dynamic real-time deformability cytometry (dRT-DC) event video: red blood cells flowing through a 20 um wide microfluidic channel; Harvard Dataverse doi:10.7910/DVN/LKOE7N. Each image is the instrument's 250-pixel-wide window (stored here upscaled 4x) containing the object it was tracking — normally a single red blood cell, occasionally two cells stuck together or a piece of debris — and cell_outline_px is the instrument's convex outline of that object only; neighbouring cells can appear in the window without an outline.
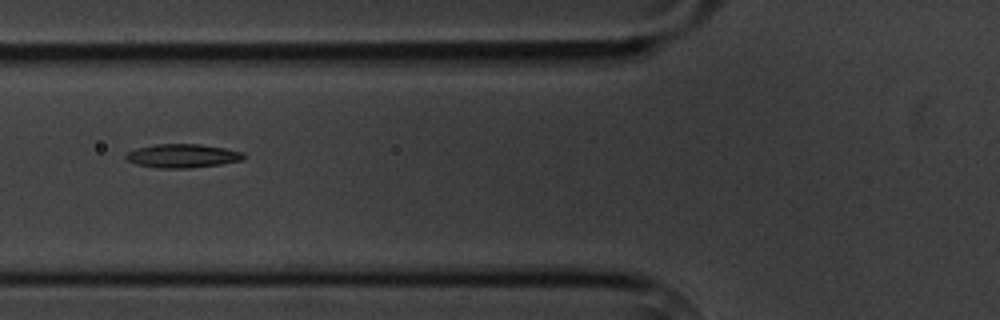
{"species": "common noctule bat (a hibernating species)", "species_latin": "Nyctalus noctula", "temperature_condition": "cold", "stored_images_in_passage": 11, "camera_frame_rate_fps": 3000, "um_per_image_px": 0.085, "animal": {"sex": "male", "body_mass_g": 20.1, "forearm_length_mm": 53.5}, "frame": {"image": 1, "passage_image": 2, "time_ms": 2.0, "image_size_px": [1000, 320], "cell_outline_px": [[244, 160], [220, 164], [188, 168], [156, 168], [136, 164], [128, 160], [124, 156], [128, 152], [136, 148], [156, 144], [200, 144], [224, 148], [244, 152]], "centroid_in_image_um": [15.51, 13.25], "position_along_channel_um": 110.3, "area_um2": 16.24}}
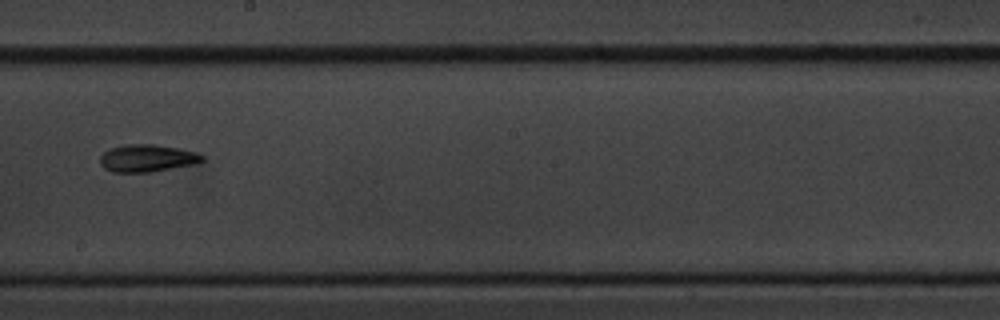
{"frame": {"image": 2, "passage_image": 5, "time_ms": 5.667, "image_size_px": [1000, 320], "cell_outline_px": [[204, 160], [200, 164], [152, 172], [112, 172], [104, 168], [100, 164], [100, 156], [104, 152], [112, 148], [124, 144], [156, 144], [180, 148], [196, 152], [204, 156]], "centroid_in_image_um": [12.57, 13.45], "position_along_channel_um": 235.6, "area_um2": 16.65}}
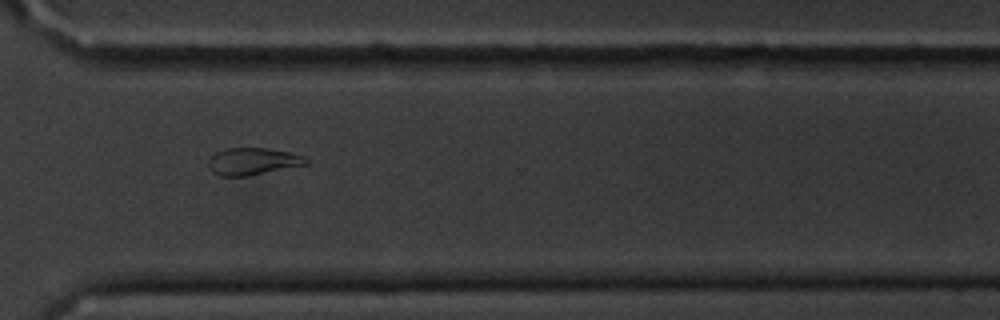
{"frame": {"image": 3, "passage_image": 8, "time_ms": 9.0, "image_size_px": [1000, 320], "cell_outline_px": [[308, 164], [244, 176], [220, 176], [212, 172], [208, 164], [208, 160], [216, 152], [224, 148], [264, 148], [288, 152], [304, 156], [308, 160]], "centroid_in_image_um": [21.45, 13.71], "position_along_channel_um": 349.1, "area_um2": 15.2}}